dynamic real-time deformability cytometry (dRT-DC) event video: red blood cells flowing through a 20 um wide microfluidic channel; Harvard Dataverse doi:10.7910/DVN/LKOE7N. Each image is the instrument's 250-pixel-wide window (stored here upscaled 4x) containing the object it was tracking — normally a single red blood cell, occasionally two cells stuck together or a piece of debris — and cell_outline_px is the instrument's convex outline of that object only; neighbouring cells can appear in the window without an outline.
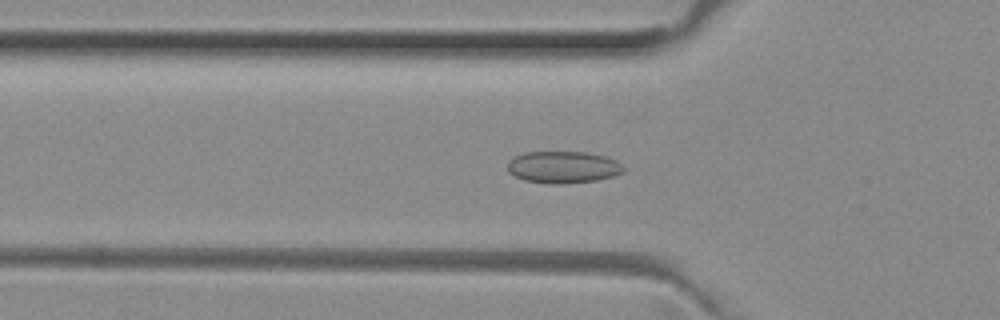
{"species": "common noctule bat (a hibernating species)", "species_latin": "Nyctalus noctula", "temperature_condition": "room temperature", "stored_images_in_passage": 45, "camera_frame_rate_fps": 3000, "um_per_image_px": 0.085, "animal": {"sex": "female", "body_mass_g": 29.2, "forearm_length_mm": 56.3}, "frame": {"image": 1, "passage_image": 11, "time_ms": 3.333, "image_size_px": [1000, 320], "cell_outline_px": [[624, 172], [612, 176], [596, 180], [564, 184], [548, 184], [524, 180], [508, 172], [508, 160], [524, 152], [584, 152], [604, 156], [616, 160], [624, 168]], "centroid_in_image_um": [47.84, 14.21], "position_along_channel_um": 78.0, "area_um2": 21.56}}
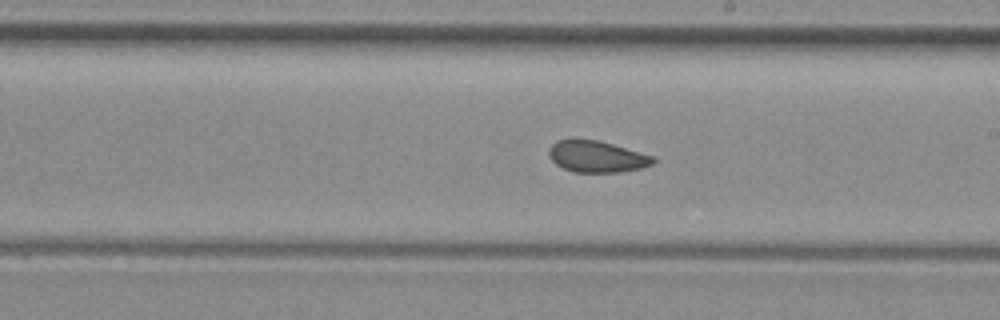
{"frame": {"image": 2, "passage_image": 23, "time_ms": 7.333, "image_size_px": [1000, 320], "cell_outline_px": [[656, 160], [652, 164], [640, 168], [620, 172], [572, 172], [556, 164], [548, 156], [548, 152], [552, 144], [556, 140], [596, 140], [612, 144], [656, 156]], "centroid_in_image_um": [50.74, 13.32], "position_along_channel_um": 238.3, "area_um2": 19.02}}
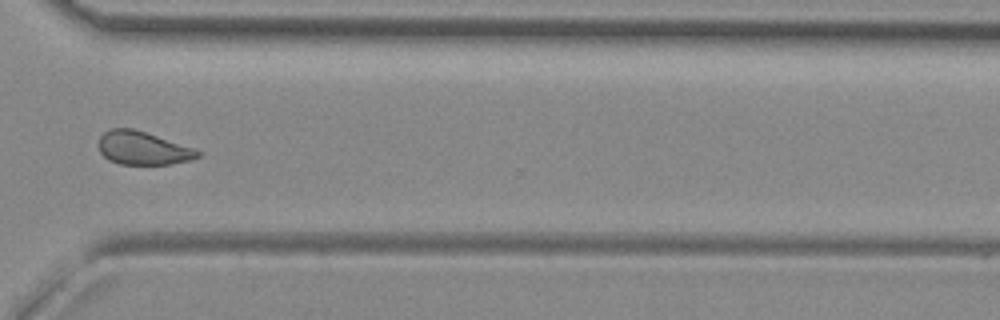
{"frame": {"image": 3, "passage_image": 32, "time_ms": 10.333, "image_size_px": [1000, 320], "cell_outline_px": [[204, 152], [200, 156], [192, 160], [172, 164], [120, 164], [108, 160], [100, 152], [100, 136], [104, 132], [112, 128], [132, 128], [196, 148]], "centroid_in_image_um": [12.21, 12.6], "position_along_channel_um": 358.4, "area_um2": 19.31}, "authors_computed_cell_mechanics": {"area_um2": 19.8832, "velocity_mm_per_s": 4.0033, "shape_relaxation_time_tau1_ms": null, "shape_relaxation_time_tau2_ms": 1.8672, "deformation_change_tau1": null, "deformation_change_tau2": 0.063}}